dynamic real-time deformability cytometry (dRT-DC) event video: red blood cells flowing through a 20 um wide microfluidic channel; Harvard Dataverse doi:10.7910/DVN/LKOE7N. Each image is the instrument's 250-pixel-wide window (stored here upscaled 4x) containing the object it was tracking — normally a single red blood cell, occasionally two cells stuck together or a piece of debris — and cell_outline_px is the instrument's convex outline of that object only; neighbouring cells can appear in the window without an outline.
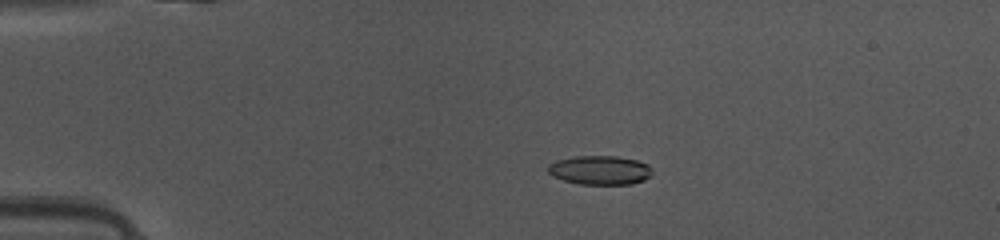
{"species": "common noctule bat (a hibernating species)", "species_latin": "Nyctalus noctula", "temperature_condition": "warm", "stored_images_in_passage": 49, "camera_frame_rate_fps": 3000, "um_per_image_px": 0.085, "animal": {"sex": "female", "body_mass_g": 10.0, "forearm_length_mm": 53.1}, "frame": {"image": 1, "passage_image": 11, "time_ms": 3.333, "image_size_px": [1000, 240], "cell_outline_px": [[652, 176], [644, 180], [632, 184], [580, 184], [564, 180], [552, 176], [548, 172], [548, 164], [556, 160], [576, 156], [616, 156], [636, 160], [648, 164], [652, 168]], "centroid_in_image_um": [51.01, 14.46], "position_along_channel_um": 34.0, "area_um2": 17.74}}
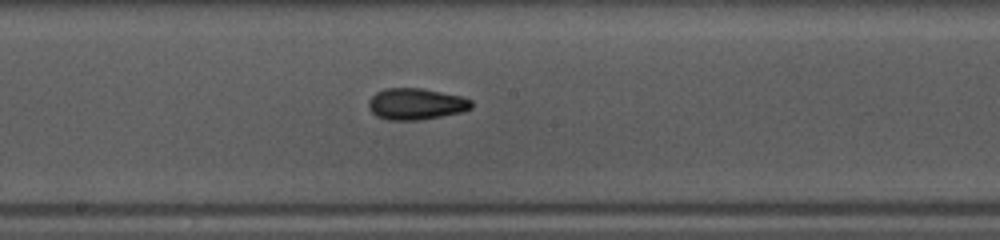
{"frame": {"image": 2, "passage_image": 27, "time_ms": 8.667, "image_size_px": [1000, 240], "cell_outline_px": [[472, 108], [464, 112], [420, 120], [388, 120], [376, 116], [368, 108], [368, 100], [376, 92], [384, 88], [420, 88], [460, 96], [472, 100]], "centroid_in_image_um": [35.34, 8.84], "position_along_channel_um": 212.9, "area_um2": 18.96}}
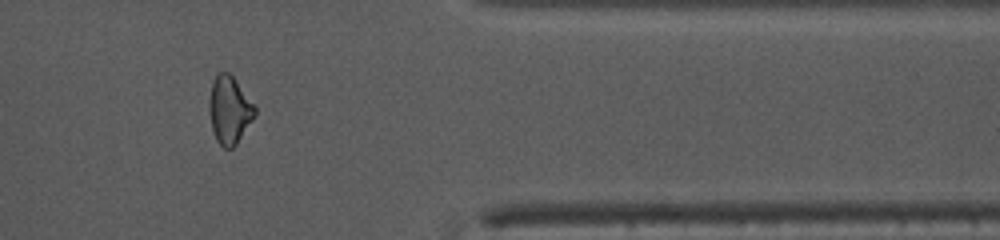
{"frame": {"image": 3, "passage_image": 41, "time_ms": 13.333, "image_size_px": [1000, 240], "cell_outline_px": [[256, 116], [236, 144], [232, 148], [224, 148], [216, 140], [212, 128], [208, 108], [208, 104], [212, 80], [220, 72], [228, 72], [232, 76], [256, 108]], "centroid_in_image_um": [19.49, 9.36], "position_along_channel_um": 391.9, "area_um2": 17.86}, "authors_computed_cell_mechanics": {"area_um2": 17.918, "velocity_mm_per_s": 4.1573, "shape_relaxation_time_tau1_ms": 6.7348, "shape_relaxation_time_tau2_ms": 1.8363, "deformation_change_tau1": 0.1589, "deformation_change_tau2": 0.0829}}